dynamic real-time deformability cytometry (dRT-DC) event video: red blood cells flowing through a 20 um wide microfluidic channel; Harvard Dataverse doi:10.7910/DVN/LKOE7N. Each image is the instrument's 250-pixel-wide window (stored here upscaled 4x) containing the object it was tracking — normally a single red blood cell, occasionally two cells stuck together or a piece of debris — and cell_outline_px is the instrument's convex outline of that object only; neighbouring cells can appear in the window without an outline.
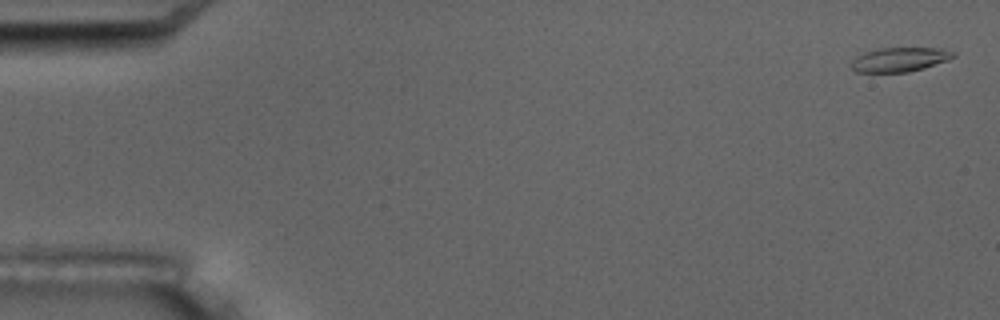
{"species": "common noctule bat (a hibernating species)", "species_latin": "Nyctalus noctula", "temperature_condition": "room temperature", "stored_images_in_passage": 6, "camera_frame_rate_fps": 3000, "um_per_image_px": 0.085, "animal": {"sex": "male", "body_mass_g": 17.5, "forearm_length_mm": 52.3}, "frame": {"image": 1, "passage_image": 1, "time_ms": 0.0, "image_size_px": [1000, 320], "cell_outline_px": [[956, 56], [948, 60], [924, 68], [908, 72], [856, 72], [852, 68], [852, 60], [856, 56], [864, 52], [880, 48], [940, 48], [956, 52]], "centroid_in_image_um": [76.49, 5.05], "position_along_channel_um": 8.5, "area_um2": 14.45}}
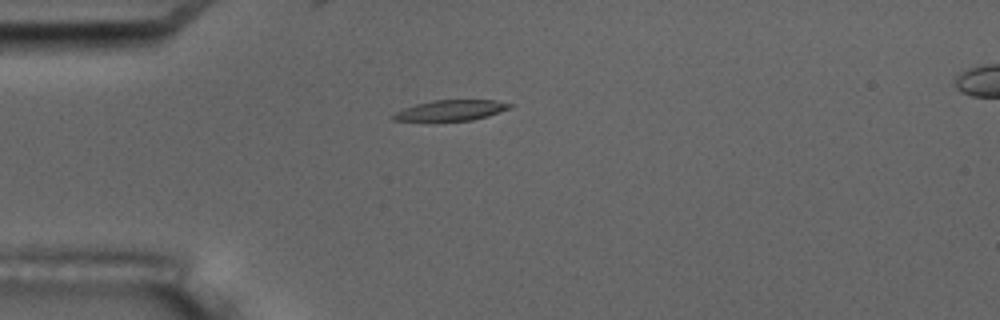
{"frame": {"image": 2, "passage_image": 5, "time_ms": 4.667, "image_size_px": [1000, 320], "cell_outline_px": [[516, 104], [512, 108], [488, 116], [472, 120], [392, 120], [392, 116], [396, 112], [404, 108], [416, 104], [432, 100], [496, 100]], "centroid_in_image_um": [38.42, 9.36], "position_along_channel_um": 46.6, "area_um2": 13.87}}